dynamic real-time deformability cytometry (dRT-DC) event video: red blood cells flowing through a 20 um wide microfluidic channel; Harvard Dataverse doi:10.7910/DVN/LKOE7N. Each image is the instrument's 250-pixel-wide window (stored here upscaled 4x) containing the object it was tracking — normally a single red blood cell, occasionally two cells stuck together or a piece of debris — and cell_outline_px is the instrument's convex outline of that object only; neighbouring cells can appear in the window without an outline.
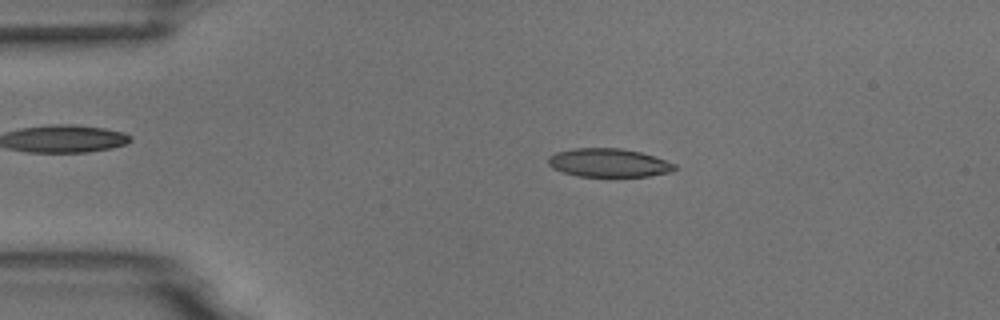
{"species": "common noctule bat (a hibernating species)", "species_latin": "Nyctalus noctula", "temperature_condition": "room temperature", "stored_images_in_passage": 5, "camera_frame_rate_fps": 3000, "um_per_image_px": 0.085, "animal": {"sex": "male", "body_mass_g": 18.8}, "frame": {"image": 1, "passage_image": 2, "time_ms": 1.333, "image_size_px": [1000, 320], "cell_outline_px": [[680, 168], [668, 172], [648, 176], [580, 176], [564, 172], [552, 168], [548, 164], [548, 156], [556, 152], [572, 148], [620, 148], [640, 152], [676, 164]], "centroid_in_image_um": [51.72, 13.83], "position_along_channel_um": 33.3, "area_um2": 20.87}}
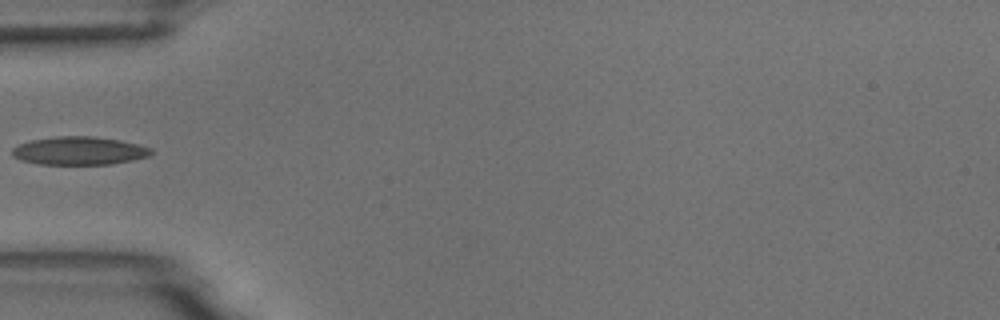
{"frame": {"image": 2, "passage_image": 4, "time_ms": 3.667, "image_size_px": [1000, 320], "cell_outline_px": [[152, 152], [148, 156], [132, 160], [112, 164], [40, 164], [20, 160], [12, 156], [12, 148], [20, 144], [32, 140], [56, 136], [92, 136], [120, 140], [152, 148]], "centroid_in_image_um": [6.72, 12.81], "position_along_channel_um": 78.3, "area_um2": 22.72}}